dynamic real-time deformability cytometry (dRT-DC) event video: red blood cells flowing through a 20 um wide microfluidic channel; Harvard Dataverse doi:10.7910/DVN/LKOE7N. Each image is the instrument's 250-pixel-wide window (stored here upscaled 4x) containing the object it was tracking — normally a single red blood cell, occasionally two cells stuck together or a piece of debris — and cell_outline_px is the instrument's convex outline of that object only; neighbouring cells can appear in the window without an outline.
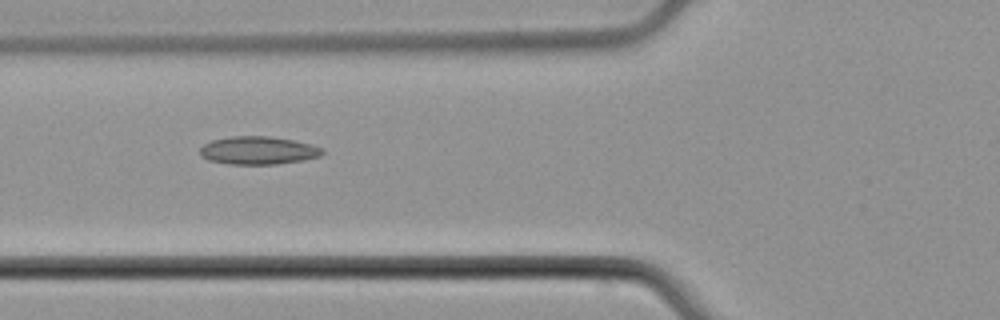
{"species": "common noctule bat (a hibernating species)", "species_latin": "Nyctalus noctula", "temperature_condition": "cold", "stored_images_in_passage": 10, "camera_frame_rate_fps": 3000, "um_per_image_px": 0.085, "animal": {"sex": "male", "body_mass_g": 21.5, "forearm_length_mm": 52.0}, "frame": {"image": 1, "passage_image": 6, "time_ms": 8.333, "image_size_px": [1000, 320], "cell_outline_px": [[324, 152], [320, 156], [304, 160], [276, 164], [228, 164], [208, 160], [200, 156], [200, 148], [204, 144], [212, 140], [232, 136], [268, 136], [292, 140], [312, 144], [324, 148]], "centroid_in_image_um": [21.95, 12.79], "position_along_channel_um": 103.8, "area_um2": 20.06}}
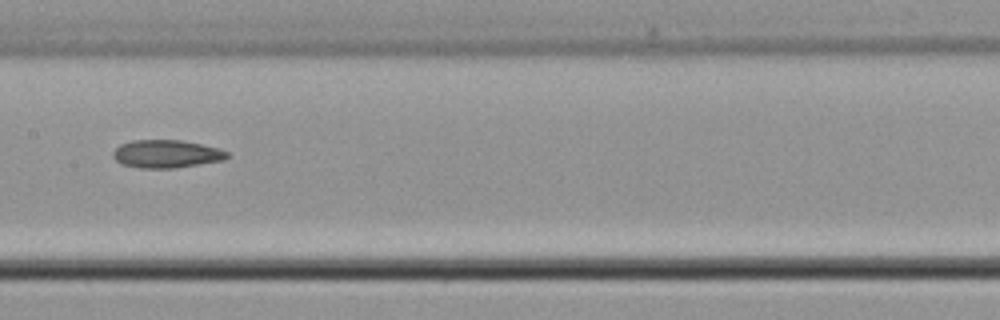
{"frame": {"image": 2, "passage_image": 8, "time_ms": 10.667, "image_size_px": [1000, 320], "cell_outline_px": [[228, 156], [224, 160], [172, 168], [140, 168], [120, 164], [112, 156], [112, 152], [120, 144], [132, 140], [180, 140], [220, 148], [228, 152]], "centroid_in_image_um": [14.11, 13.08], "position_along_channel_um": 193.3, "area_um2": 18.55}}
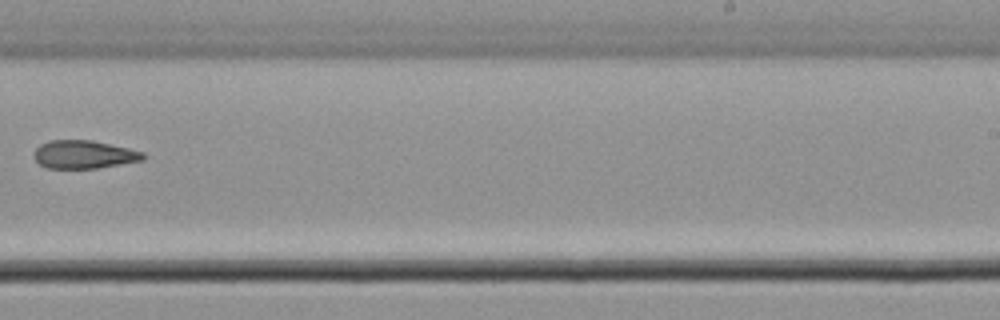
{"frame": {"image": 3, "passage_image": 10, "time_ms": 13.0, "image_size_px": [1000, 320], "cell_outline_px": [[144, 160], [96, 168], [48, 168], [40, 164], [32, 156], [32, 152], [40, 144], [48, 140], [92, 140], [128, 148], [144, 152]], "centroid_in_image_um": [7.09, 13.12], "position_along_channel_um": 281.9, "area_um2": 17.92}}